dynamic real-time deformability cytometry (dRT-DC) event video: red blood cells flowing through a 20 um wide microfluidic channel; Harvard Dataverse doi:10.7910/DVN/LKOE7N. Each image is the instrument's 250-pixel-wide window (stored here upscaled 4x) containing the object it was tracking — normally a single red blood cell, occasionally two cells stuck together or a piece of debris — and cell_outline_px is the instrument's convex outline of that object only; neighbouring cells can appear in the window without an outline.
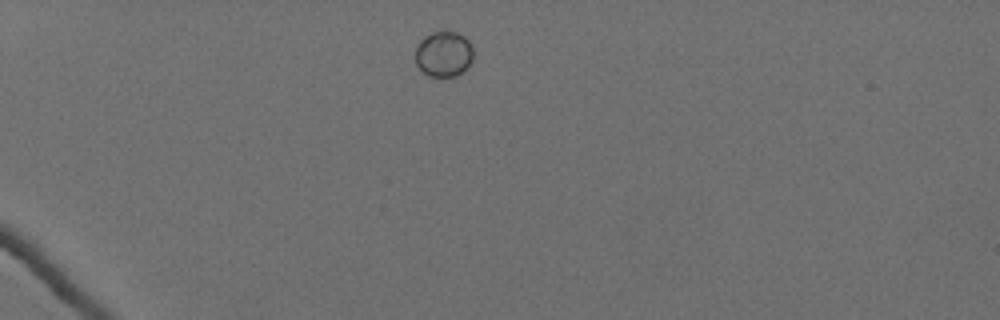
{"species": "Egyptian fruit bat (a non-hibernating species)", "species_latin": "Rousettus aegyptiacus", "temperature_condition": "cold", "stored_images_in_passage": 38, "camera_frame_rate_fps": 3000, "um_per_image_px": 0.085, "animal": {"sex": "female"}, "frame": {"image": 1, "passage_image": 1, "time_ms": 0.0, "image_size_px": [1000, 320], "cell_outline_px": [[472, 60], [456, 76], [428, 76], [416, 64], [416, 48], [420, 40], [424, 36], [432, 32], [456, 32], [464, 36], [472, 44]], "centroid_in_image_um": [37.7, 4.57], "position_along_channel_um": 47.3, "area_um2": 15.14}}
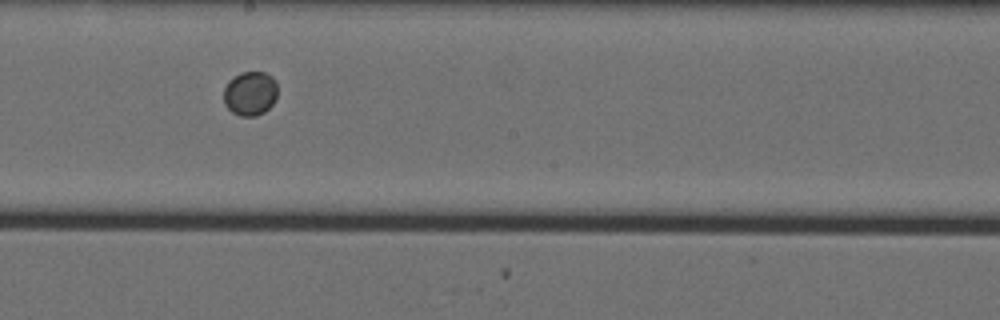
{"frame": {"image": 2, "passage_image": 20, "time_ms": 6.333, "image_size_px": [1000, 320], "cell_outline_px": [[276, 100], [264, 112], [256, 116], [240, 116], [232, 112], [224, 104], [224, 88], [228, 80], [240, 72], [264, 72], [272, 76], [276, 80]], "centroid_in_image_um": [21.25, 7.93], "position_along_channel_um": 226.9, "area_um2": 13.99}}
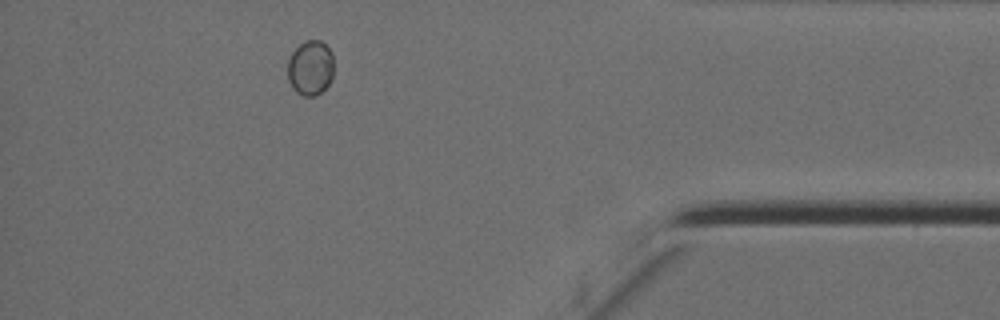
{"frame": {"image": 3, "passage_image": 38, "time_ms": 12.333, "image_size_px": [1000, 320], "cell_outline_px": [[332, 76], [328, 84], [316, 96], [304, 96], [296, 92], [292, 88], [288, 80], [288, 60], [292, 52], [300, 44], [308, 40], [320, 40], [332, 52]], "centroid_in_image_um": [26.36, 5.77], "position_along_channel_um": 408.8, "area_um2": 14.62}}